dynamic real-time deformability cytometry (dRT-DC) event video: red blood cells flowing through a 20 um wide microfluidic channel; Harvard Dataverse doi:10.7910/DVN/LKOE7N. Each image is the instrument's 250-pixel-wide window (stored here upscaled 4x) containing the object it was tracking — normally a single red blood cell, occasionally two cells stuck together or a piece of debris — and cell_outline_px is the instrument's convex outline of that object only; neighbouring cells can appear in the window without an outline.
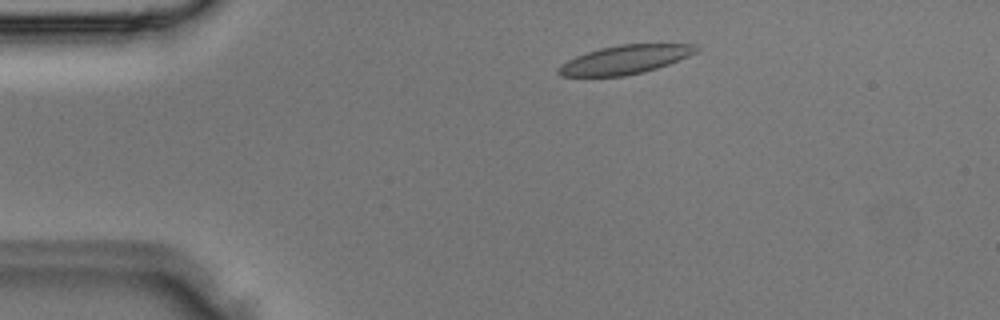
{"species": "Egyptian fruit bat (a non-hibernating species)", "species_latin": "Rousettus aegyptiacus", "temperature_condition": "room temperature", "stored_images_in_passage": 2, "camera_frame_rate_fps": 3000, "um_per_image_px": 0.085, "animal": {"sex": "male"}, "frame": {"image": 1, "passage_image": 1, "time_ms": 0.0, "image_size_px": [1000, 320], "cell_outline_px": [[700, 48], [696, 52], [688, 56], [668, 64], [644, 72], [624, 76], [560, 76], [556, 72], [556, 68], [560, 64], [576, 56], [600, 48], [620, 44], [696, 44]], "centroid_in_image_um": [53.1, 5.07], "position_along_channel_um": 31.9, "area_um2": 23.0}}